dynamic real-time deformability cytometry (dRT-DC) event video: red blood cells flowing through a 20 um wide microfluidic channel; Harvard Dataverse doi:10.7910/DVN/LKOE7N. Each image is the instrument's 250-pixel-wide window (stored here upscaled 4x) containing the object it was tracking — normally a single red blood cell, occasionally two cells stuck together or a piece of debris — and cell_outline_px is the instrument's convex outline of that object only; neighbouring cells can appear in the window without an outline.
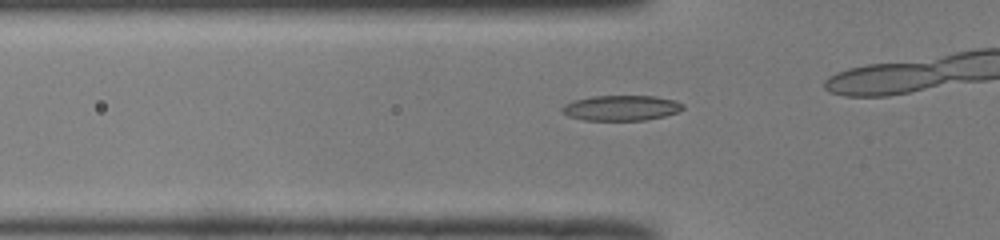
{"species": "common noctule bat (a hibernating species)", "species_latin": "Nyctalus noctula", "temperature_condition": "room temperature", "stored_images_in_passage": 41, "camera_frame_rate_fps": 3000, "um_per_image_px": 0.085, "animal": {"sex": "male", "body_mass_g": 19.0, "forearm_length_mm": 50.8}, "frame": {"image": 1, "passage_image": 18, "time_ms": 5.667, "image_size_px": [1000, 240], "cell_outline_px": [[684, 108], [676, 112], [664, 116], [644, 120], [584, 120], [568, 116], [560, 112], [560, 108], [564, 104], [572, 100], [592, 96], [656, 96], [676, 100], [684, 104]], "centroid_in_image_um": [52.76, 9.17], "position_along_channel_um": 73.0, "area_um2": 17.98}}